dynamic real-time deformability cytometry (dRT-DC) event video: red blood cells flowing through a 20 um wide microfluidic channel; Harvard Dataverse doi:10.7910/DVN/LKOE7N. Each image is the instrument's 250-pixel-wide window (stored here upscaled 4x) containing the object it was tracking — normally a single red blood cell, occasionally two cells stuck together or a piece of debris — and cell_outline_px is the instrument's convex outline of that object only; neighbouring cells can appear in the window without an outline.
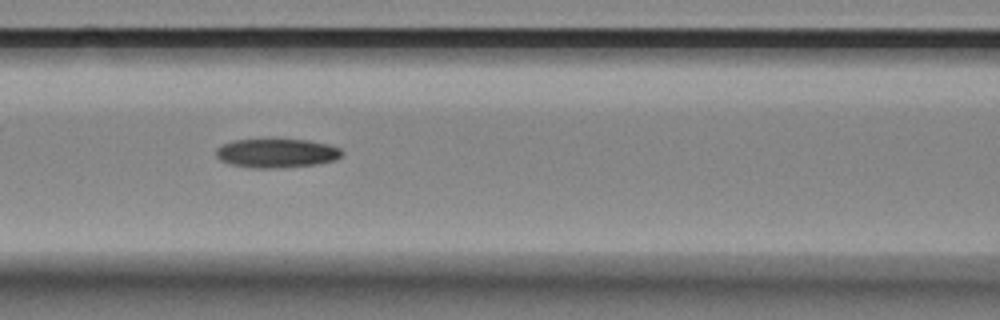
{"species": "Egyptian fruit bat (a non-hibernating species)", "species_latin": "Rousettus aegyptiacus", "temperature_condition": "room temperature", "stored_images_in_passage": 8, "camera_frame_rate_fps": 3000, "um_per_image_px": 0.085, "animal": {"sex": "female"}, "frame": {"image": 1, "passage_image": 7, "time_ms": 7.0, "image_size_px": [1000, 320], "cell_outline_px": [[344, 152], [336, 160], [316, 164], [280, 168], [252, 168], [228, 164], [220, 160], [216, 156], [216, 148], [232, 140], [308, 140], [328, 144], [340, 148]], "centroid_in_image_um": [23.51, 13.03], "position_along_channel_um": 143.1, "area_um2": 21.27}}
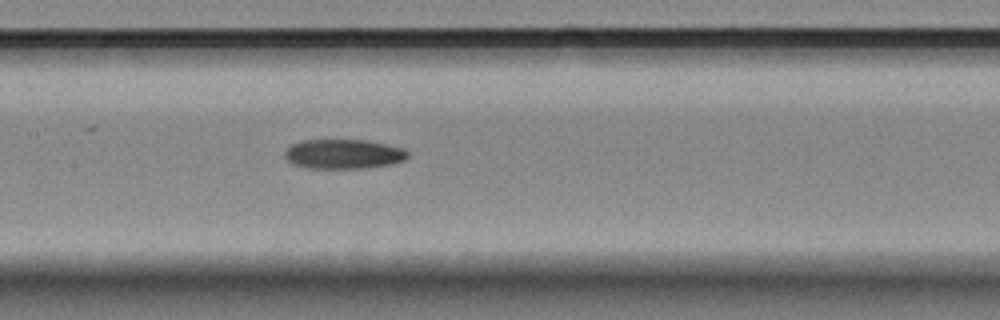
{"frame": {"image": 2, "passage_image": 8, "time_ms": 8.0, "image_size_px": [1000, 320], "cell_outline_px": [[408, 156], [404, 160], [388, 164], [364, 168], [308, 168], [292, 164], [284, 156], [284, 152], [292, 144], [300, 140], [368, 140], [404, 148], [408, 152]], "centroid_in_image_um": [29.18, 13.08], "position_along_channel_um": 178.2, "area_um2": 21.15}}